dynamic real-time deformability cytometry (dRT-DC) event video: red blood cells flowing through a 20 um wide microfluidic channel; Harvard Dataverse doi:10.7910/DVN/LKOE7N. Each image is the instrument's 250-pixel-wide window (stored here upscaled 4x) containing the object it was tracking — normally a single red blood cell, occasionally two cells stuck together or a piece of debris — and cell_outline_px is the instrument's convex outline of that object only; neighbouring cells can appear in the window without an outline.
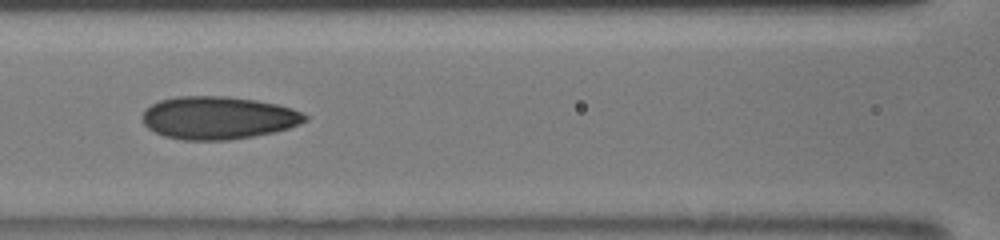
{"species": "human", "species_latin": "Homo sapiens", "temperature_condition": "room temperature", "stored_images_in_passage": 25, "camera_frame_rate_fps": 3000, "um_per_image_px": 0.085, "donor": {"sex": "male"}, "frame": {"image": 1, "passage_image": 21, "time_ms": 9.333, "image_size_px": [1000, 240], "cell_outline_px": [[308, 120], [300, 124], [288, 128], [272, 132], [252, 136], [228, 140], [184, 140], [164, 136], [148, 128], [144, 124], [140, 116], [144, 108], [160, 100], [176, 96], [228, 96], [256, 100], [276, 104], [292, 108], [308, 116]], "centroid_in_image_um": [18.51, 10.0], "position_along_channel_um": 148.1, "area_um2": 40.69}}
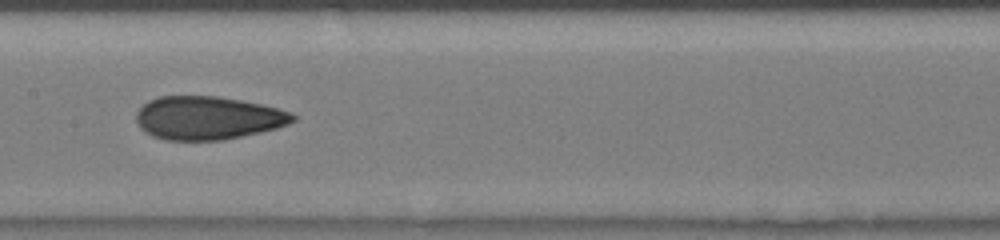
{"frame": {"image": 2, "passage_image": 24, "time_ms": 10.333, "image_size_px": [1000, 240], "cell_outline_px": [[296, 120], [288, 124], [276, 128], [260, 132], [224, 140], [164, 140], [152, 136], [144, 132], [140, 128], [136, 120], [136, 112], [148, 100], [160, 96], [220, 96], [260, 104], [292, 112], [296, 116]], "centroid_in_image_um": [17.65, 10.03], "position_along_channel_um": 189.8, "area_um2": 39.65}}